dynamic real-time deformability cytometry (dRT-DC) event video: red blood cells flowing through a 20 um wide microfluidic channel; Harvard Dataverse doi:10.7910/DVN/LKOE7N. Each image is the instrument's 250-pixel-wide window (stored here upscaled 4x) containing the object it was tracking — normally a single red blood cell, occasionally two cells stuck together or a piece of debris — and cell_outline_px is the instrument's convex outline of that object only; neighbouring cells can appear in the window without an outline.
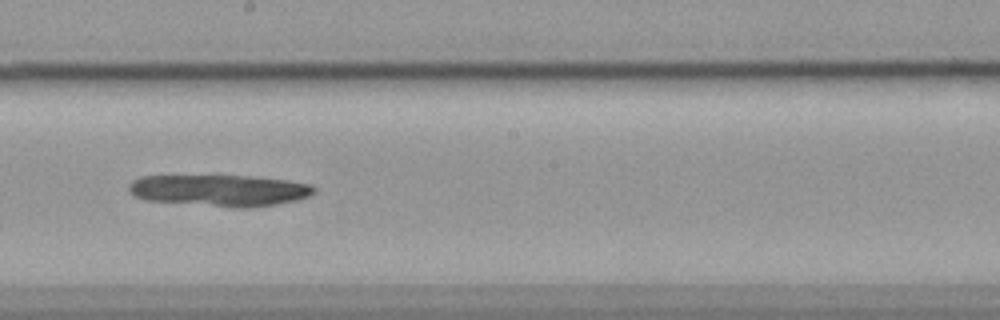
{"species": "common noctule bat (a hibernating species)", "species_latin": "Nyctalus noctula", "temperature_condition": "cold", "stored_images_in_passage": 42, "camera_frame_rate_fps": 3000, "um_per_image_px": 0.085, "animal": {"sex": "female", "body_mass_g": 19.9}, "frame": {"image": 1, "passage_image": 16, "time_ms": 5.0, "image_size_px": [1000, 320], "cell_outline_px": [[316, 192], [308, 196], [296, 200], [276, 204], [248, 208], [236, 208], [148, 200], [136, 196], [128, 192], [128, 184], [132, 180], [140, 176], [252, 176], [288, 180], [312, 184], [316, 188]], "centroid_in_image_um": [18.69, 16.18], "position_along_channel_um": 229.5, "area_um2": 34.16}}
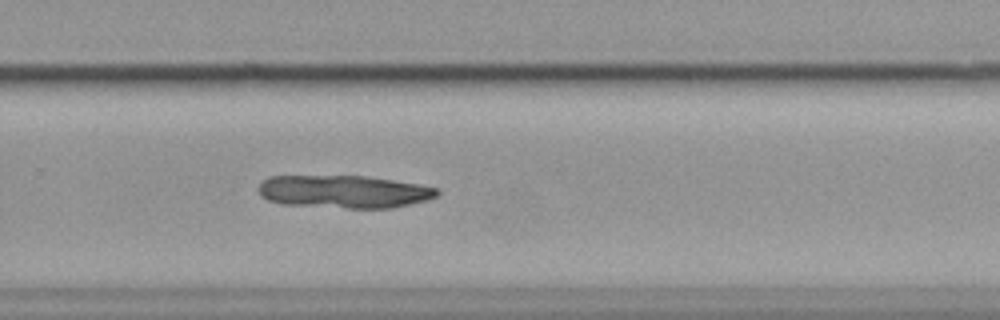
{"frame": {"image": 2, "passage_image": 22, "time_ms": 7.0, "image_size_px": [1000, 320], "cell_outline_px": [[440, 192], [436, 196], [428, 200], [392, 208], [348, 208], [284, 204], [268, 200], [260, 196], [256, 188], [268, 176], [364, 176], [420, 184], [440, 188]], "centroid_in_image_um": [29.24, 16.29], "position_along_channel_um": 300.6, "area_um2": 34.28}}